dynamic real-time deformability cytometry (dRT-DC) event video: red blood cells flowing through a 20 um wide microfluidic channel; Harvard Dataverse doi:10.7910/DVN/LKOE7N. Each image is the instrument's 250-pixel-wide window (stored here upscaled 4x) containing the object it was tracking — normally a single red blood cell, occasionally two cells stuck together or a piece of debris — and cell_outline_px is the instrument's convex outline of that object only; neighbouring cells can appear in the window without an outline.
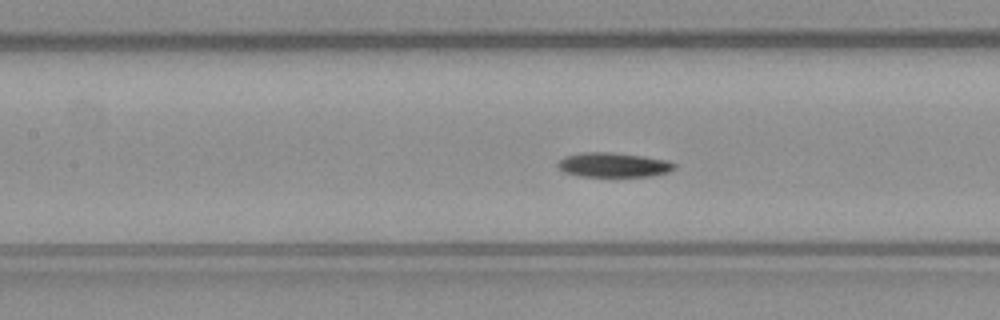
{"species": "common noctule bat (a hibernating species)", "species_latin": "Nyctalus noctula", "temperature_condition": "warm", "stored_images_in_passage": 43, "camera_frame_rate_fps": 3000, "um_per_image_px": 0.085, "animal": {"sex": "male", "body_mass_g": 23.1, "forearm_length_mm": 52.7}, "frame": {"image": 1, "passage_image": 19, "time_ms": 6.0, "image_size_px": [1000, 320], "cell_outline_px": [[676, 168], [668, 172], [652, 176], [580, 176], [564, 172], [556, 164], [564, 156], [580, 152], [612, 152], [644, 156], [668, 160], [676, 164]], "centroid_in_image_um": [52.16, 14.0], "position_along_channel_um": 155.2, "area_um2": 16.76}}